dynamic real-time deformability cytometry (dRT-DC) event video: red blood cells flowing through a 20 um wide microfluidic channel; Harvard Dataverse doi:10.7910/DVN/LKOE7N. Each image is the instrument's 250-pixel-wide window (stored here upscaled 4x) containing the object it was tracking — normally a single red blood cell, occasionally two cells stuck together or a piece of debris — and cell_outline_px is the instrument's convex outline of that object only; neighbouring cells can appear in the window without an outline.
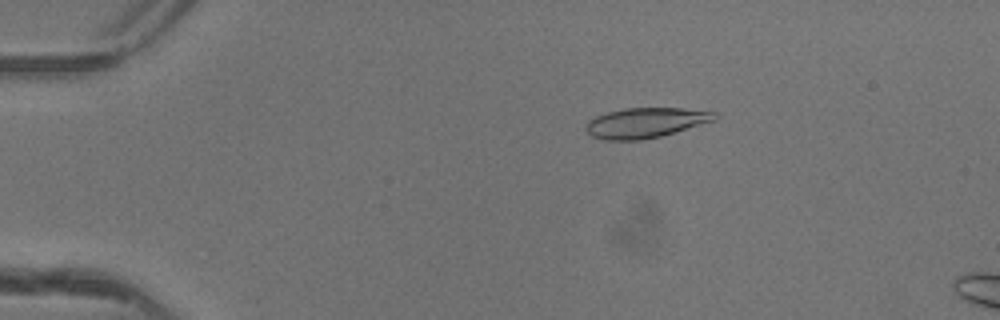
{"species": "common noctule bat (a hibernating species)", "species_latin": "Nyctalus noctula", "temperature_condition": "warm", "stored_images_in_passage": 17, "camera_frame_rate_fps": 3000, "um_per_image_px": 0.085, "animal": {"sex": "female"}, "frame": {"image": 1, "passage_image": 10, "time_ms": 3.0, "image_size_px": [1000, 320], "cell_outline_px": [[716, 120], [660, 136], [640, 140], [604, 140], [592, 136], [584, 128], [588, 120], [596, 116], [608, 112], [624, 108], [680, 108], [716, 112]], "centroid_in_image_um": [54.84, 10.43], "position_along_channel_um": 30.2, "area_um2": 22.43}}